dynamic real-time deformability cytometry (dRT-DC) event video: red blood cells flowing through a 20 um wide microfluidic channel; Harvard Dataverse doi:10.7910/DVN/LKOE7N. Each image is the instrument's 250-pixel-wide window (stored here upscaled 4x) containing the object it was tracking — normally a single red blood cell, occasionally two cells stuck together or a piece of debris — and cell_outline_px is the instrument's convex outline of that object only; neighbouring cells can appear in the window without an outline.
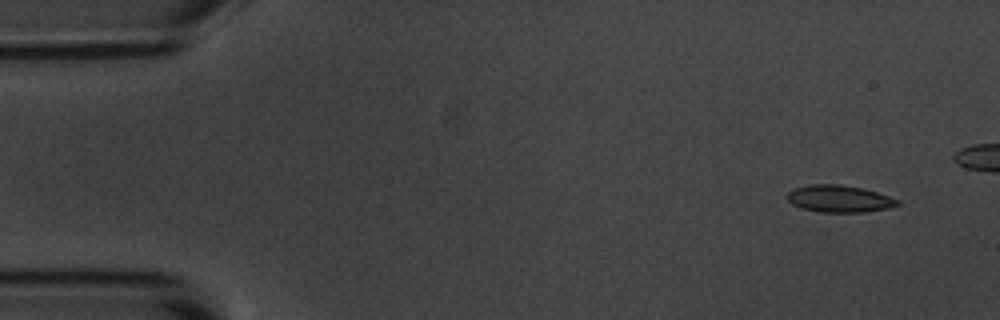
{"species": "common noctule bat (a hibernating species)", "species_latin": "Nyctalus noctula", "temperature_condition": "room temperature", "stored_images_in_passage": 5, "camera_frame_rate_fps": 3000, "um_per_image_px": 0.085, "animal": {"sex": "male", "body_mass_g": 20.1, "forearm_length_mm": 53.5}, "frame": {"image": 1, "passage_image": 1, "time_ms": 0.0, "image_size_px": [1000, 320], "cell_outline_px": [[900, 204], [892, 208], [864, 212], [820, 212], [804, 208], [792, 204], [788, 200], [788, 192], [792, 188], [808, 184], [840, 184], [864, 188], [900, 200]], "centroid_in_image_um": [71.36, 16.88], "position_along_channel_um": 13.6, "area_um2": 17.51}}